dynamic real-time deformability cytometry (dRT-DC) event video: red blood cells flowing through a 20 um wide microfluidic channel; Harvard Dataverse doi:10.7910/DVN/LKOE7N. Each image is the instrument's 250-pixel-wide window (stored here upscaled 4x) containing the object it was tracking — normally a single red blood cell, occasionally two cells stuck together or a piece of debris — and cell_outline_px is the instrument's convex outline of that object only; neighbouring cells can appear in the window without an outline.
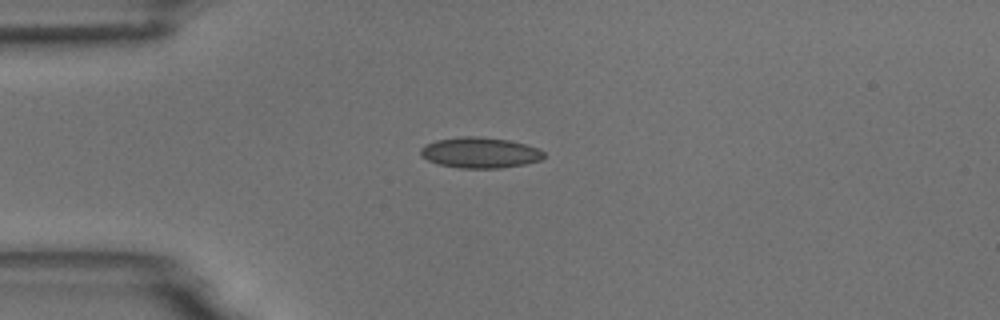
{"species": "common noctule bat (a hibernating species)", "species_latin": "Nyctalus noctula", "temperature_condition": "room temperature", "stored_images_in_passage": 41, "camera_frame_rate_fps": 3000, "um_per_image_px": 0.085, "animal": {"sex": "male", "body_mass_g": 18.8}, "frame": {"image": 1, "passage_image": 1, "time_ms": 0.0, "image_size_px": [1000, 320], "cell_outline_px": [[544, 156], [540, 160], [524, 164], [500, 168], [460, 168], [440, 164], [428, 160], [420, 156], [420, 148], [436, 140], [460, 136], [476, 136], [508, 140], [540, 148], [544, 152]], "centroid_in_image_um": [40.8, 12.97], "position_along_channel_um": 44.2, "area_um2": 21.96}}
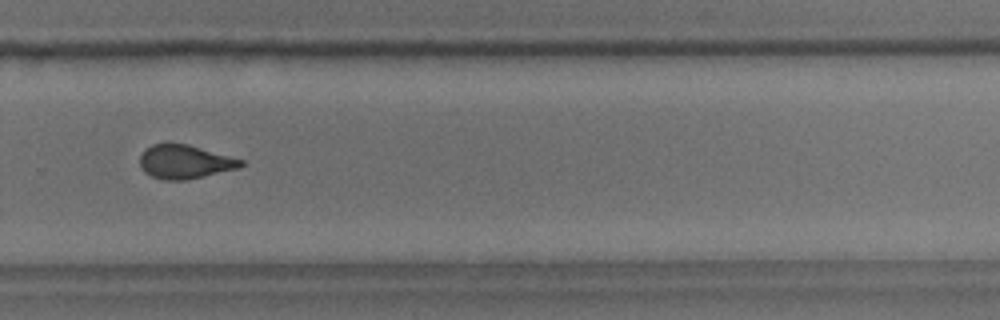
{"frame": {"image": 2, "passage_image": 24, "time_ms": 7.667, "image_size_px": [1000, 320], "cell_outline_px": [[244, 164], [240, 168], [188, 180], [164, 180], [152, 176], [144, 172], [140, 168], [140, 156], [152, 144], [188, 144], [244, 160]], "centroid_in_image_um": [15.74, 13.77], "position_along_channel_um": 314.1, "area_um2": 19.83}}
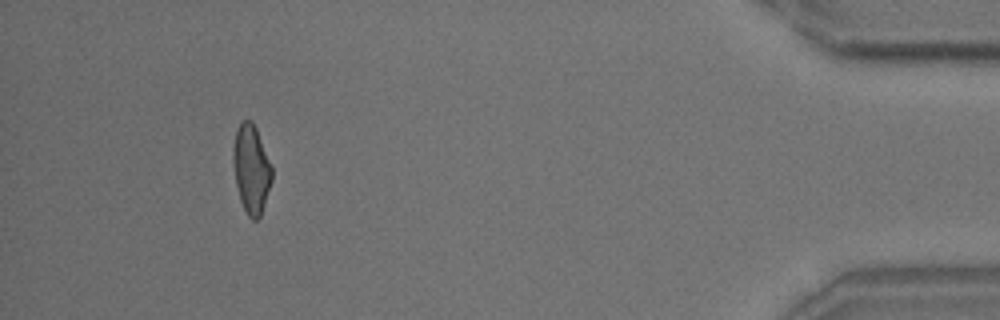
{"frame": {"image": 3, "passage_image": 37, "time_ms": 12.0, "image_size_px": [1000, 320], "cell_outline_px": [[272, 180], [260, 216], [256, 220], [252, 220], [248, 216], [240, 200], [236, 184], [232, 160], [232, 148], [236, 128], [240, 120], [252, 120], [256, 128], [272, 168]], "centroid_in_image_um": [21.33, 14.33], "position_along_channel_um": 413.9, "area_um2": 20.0}, "authors_computed_cell_mechanics": {"area_um2": 20.4612, "velocity_mm_per_s": 3.7629, "shape_relaxation_time_tau1_ms": 4.54, "shape_relaxation_time_tau2_ms": 1.2785, "deformation_change_tau1": 0.1301, "deformation_change_tau2": 0.0679}}